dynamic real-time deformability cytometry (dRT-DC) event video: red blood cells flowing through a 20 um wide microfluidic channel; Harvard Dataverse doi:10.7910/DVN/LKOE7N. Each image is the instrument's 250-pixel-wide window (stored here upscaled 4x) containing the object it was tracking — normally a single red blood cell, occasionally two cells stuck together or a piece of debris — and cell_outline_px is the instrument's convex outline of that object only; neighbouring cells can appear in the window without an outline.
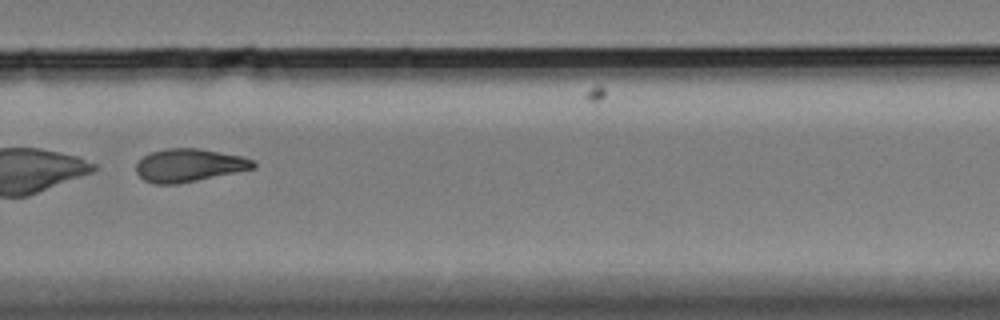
{"species": "Egyptian fruit bat (a non-hibernating species)", "species_latin": "Rousettus aegyptiacus", "temperature_condition": "cold", "stored_images_in_passage": 58, "camera_frame_rate_fps": 3000, "um_per_image_px": 0.085, "animal": {"sex": "female"}, "frame": {"image": 1, "passage_image": 41, "time_ms": 13.333, "image_size_px": [1000, 320], "cell_outline_px": [[256, 168], [176, 184], [152, 184], [144, 180], [136, 172], [136, 164], [144, 156], [152, 152], [168, 148], [200, 148], [244, 156], [256, 160]], "centroid_in_image_um": [16.11, 14.04], "position_along_channel_um": 313.7, "area_um2": 22.6}}